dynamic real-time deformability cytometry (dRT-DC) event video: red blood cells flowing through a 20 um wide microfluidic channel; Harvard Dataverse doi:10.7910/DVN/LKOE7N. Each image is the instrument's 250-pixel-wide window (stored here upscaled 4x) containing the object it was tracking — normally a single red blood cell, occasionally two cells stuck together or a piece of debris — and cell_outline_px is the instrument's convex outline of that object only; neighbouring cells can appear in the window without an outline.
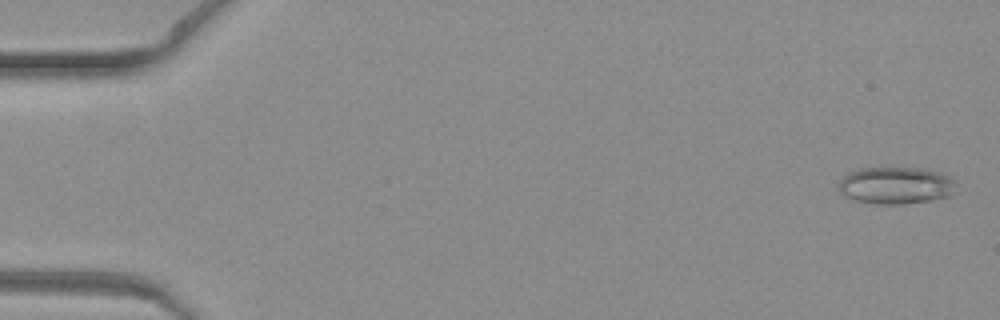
{"species": "common noctule bat (a hibernating species)", "species_latin": "Nyctalus noctula", "temperature_condition": "warm", "stored_images_in_passage": 49, "camera_frame_rate_fps": 3000, "um_per_image_px": 0.085, "animal": {"sex": "female", "body_mass_g": 19.3, "forearm_length_mm": 54.1}, "frame": {"image": 1, "passage_image": 2, "time_ms": 0.333, "image_size_px": [1000, 320], "cell_outline_px": [[956, 180], [948, 196], [932, 200], [904, 204], [876, 204], [856, 200], [844, 196], [840, 192], [840, 180], [848, 172], [860, 168], [920, 168], [940, 172]], "centroid_in_image_um": [76.12, 15.76], "position_along_channel_um": 8.9, "area_um2": 25.2}}
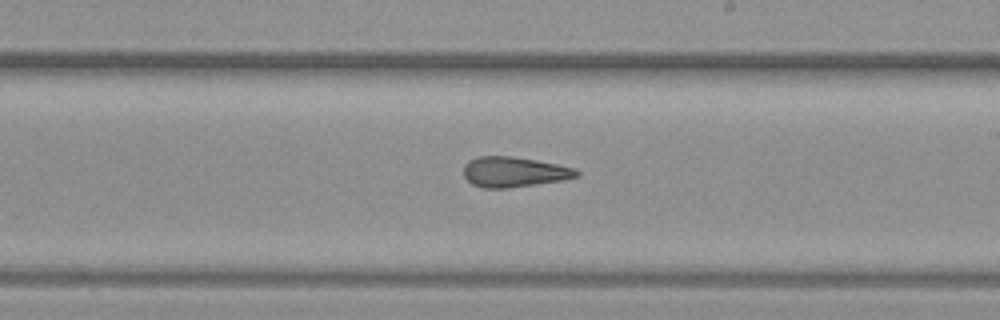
{"frame": {"image": 2, "passage_image": 29, "time_ms": 9.333, "image_size_px": [1000, 320], "cell_outline_px": [[580, 176], [564, 180], [508, 188], [484, 188], [472, 184], [464, 176], [464, 164], [468, 160], [480, 156], [512, 156], [536, 160], [576, 168], [580, 172]], "centroid_in_image_um": [43.71, 14.61], "position_along_channel_um": 245.3, "area_um2": 20.0}}
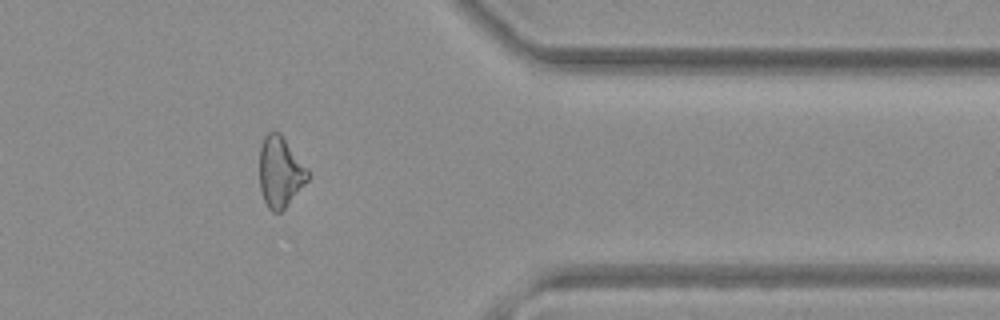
{"frame": {"image": 3, "passage_image": 40, "time_ms": 13.0, "image_size_px": [1000, 320], "cell_outline_px": [[308, 180], [288, 204], [280, 212], [272, 212], [268, 208], [264, 200], [260, 188], [260, 148], [264, 136], [268, 132], [280, 132], [308, 168]], "centroid_in_image_um": [23.82, 14.6], "position_along_channel_um": 387.6, "area_um2": 19.83}}